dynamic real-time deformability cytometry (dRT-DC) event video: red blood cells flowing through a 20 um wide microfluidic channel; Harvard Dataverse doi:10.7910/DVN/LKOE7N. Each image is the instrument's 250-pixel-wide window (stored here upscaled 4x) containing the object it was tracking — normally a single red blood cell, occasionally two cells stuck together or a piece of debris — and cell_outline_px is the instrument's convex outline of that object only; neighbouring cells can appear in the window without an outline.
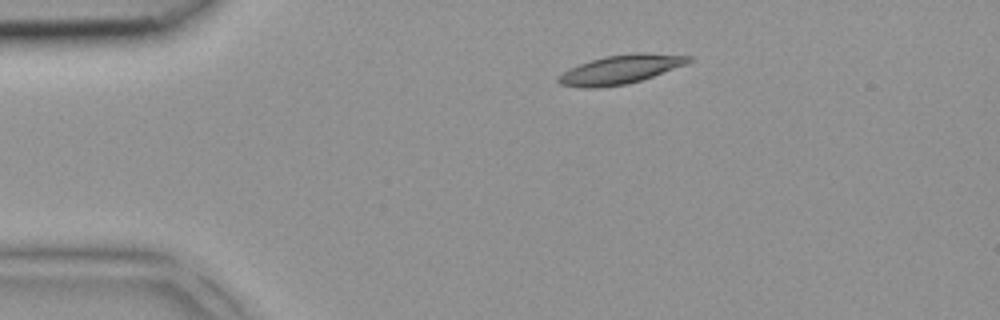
{"species": "common noctule bat (a hibernating species)", "species_latin": "Nyctalus noctula", "temperature_condition": "room temperature", "stored_images_in_passage": 4, "camera_frame_rate_fps": 3000, "um_per_image_px": 0.085, "animal": {"sex": "female", "body_mass_g": 18.4}, "frame": {"image": 1, "passage_image": 2, "time_ms": 0.333, "image_size_px": [1000, 320], "cell_outline_px": [[696, 60], [652, 76], [628, 84], [600, 88], [580, 88], [560, 84], [556, 80], [556, 76], [580, 64], [604, 56], [636, 52], [644, 52], [692, 56]], "centroid_in_image_um": [52.74, 5.9], "position_along_channel_um": 32.3, "area_um2": 21.96}}
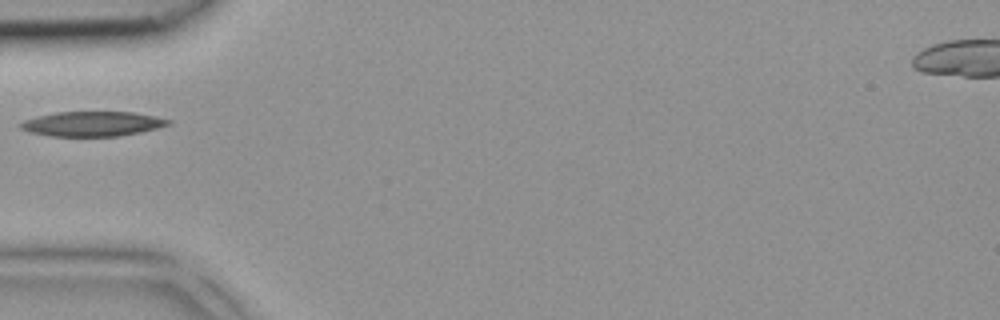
{"frame": {"image": 2, "passage_image": 4, "time_ms": 1.0, "image_size_px": [1000, 320], "cell_outline_px": [[172, 124], [140, 132], [120, 136], [48, 136], [28, 132], [20, 128], [20, 124], [24, 120], [56, 112], [132, 112], [156, 116], [172, 120]], "centroid_in_image_um": [7.87, 10.53], "position_along_channel_um": 77.1, "area_um2": 21.33}}